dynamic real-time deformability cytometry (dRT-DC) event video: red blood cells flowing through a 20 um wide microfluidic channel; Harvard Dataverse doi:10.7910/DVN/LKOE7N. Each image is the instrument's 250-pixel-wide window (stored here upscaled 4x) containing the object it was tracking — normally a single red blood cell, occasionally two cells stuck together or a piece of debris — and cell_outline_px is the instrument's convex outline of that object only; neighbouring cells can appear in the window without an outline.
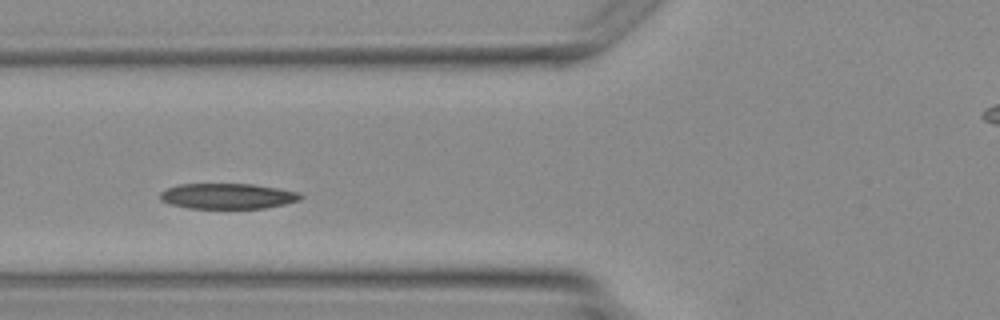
{"species": "Egyptian fruit bat (a non-hibernating species)", "species_latin": "Rousettus aegyptiacus", "temperature_condition": "warm", "stored_images_in_passage": 2, "camera_frame_rate_fps": 3000, "um_per_image_px": 0.085, "animal": {"sex": "female"}, "frame": {"image": 1, "passage_image": 2, "time_ms": 1.0, "image_size_px": [1000, 320], "cell_outline_px": [[304, 196], [300, 200], [284, 204], [264, 208], [188, 208], [172, 204], [160, 200], [160, 192], [168, 188], [180, 184], [252, 184], [300, 192]], "centroid_in_image_um": [19.37, 16.67], "position_along_channel_um": 106.4, "area_um2": 20.75}}